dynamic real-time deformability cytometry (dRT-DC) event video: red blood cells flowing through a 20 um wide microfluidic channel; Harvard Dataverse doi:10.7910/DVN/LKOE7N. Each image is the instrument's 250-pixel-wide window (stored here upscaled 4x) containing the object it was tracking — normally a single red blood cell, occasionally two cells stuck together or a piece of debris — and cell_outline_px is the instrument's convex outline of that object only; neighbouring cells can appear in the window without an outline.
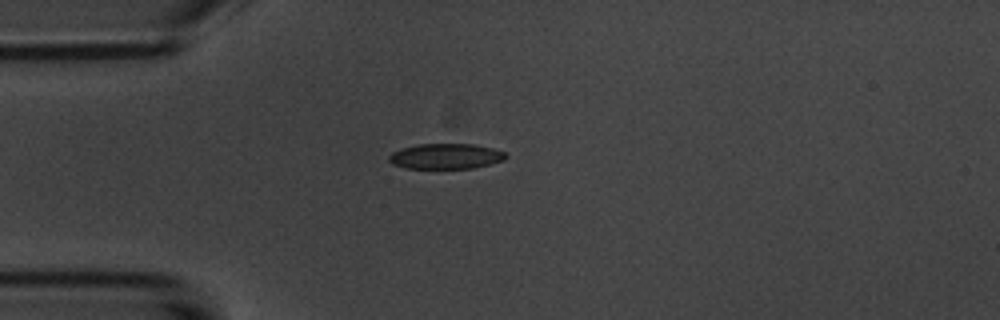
{"species": "common noctule bat (a hibernating species)", "species_latin": "Nyctalus noctula", "temperature_condition": "room temperature", "stored_images_in_passage": 41, "camera_frame_rate_fps": 3000, "um_per_image_px": 0.085, "animal": {"sex": "male", "body_mass_g": 20.1, "forearm_length_mm": 53.5}, "frame": {"image": 1, "passage_image": 1, "time_ms": 0.0, "image_size_px": [1000, 320], "cell_outline_px": [[508, 156], [504, 160], [472, 168], [404, 168], [392, 164], [388, 160], [388, 156], [392, 152], [400, 148], [420, 144], [472, 144], [492, 148], [504, 152]], "centroid_in_image_um": [37.85, 13.28], "position_along_channel_um": 47.2, "area_um2": 17.22}}
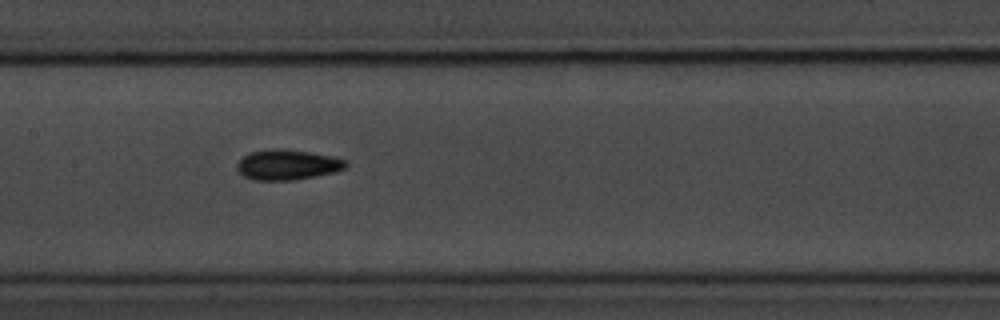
{"frame": {"image": 2, "passage_image": 13, "time_ms": 4.0, "image_size_px": [1000, 320], "cell_outline_px": [[348, 164], [344, 168], [336, 172], [316, 176], [292, 180], [252, 180], [244, 176], [236, 168], [236, 164], [248, 152], [276, 148], [284, 148], [332, 156], [344, 160]], "centroid_in_image_um": [24.41, 14.0], "position_along_channel_um": 183.0, "area_um2": 19.19}}
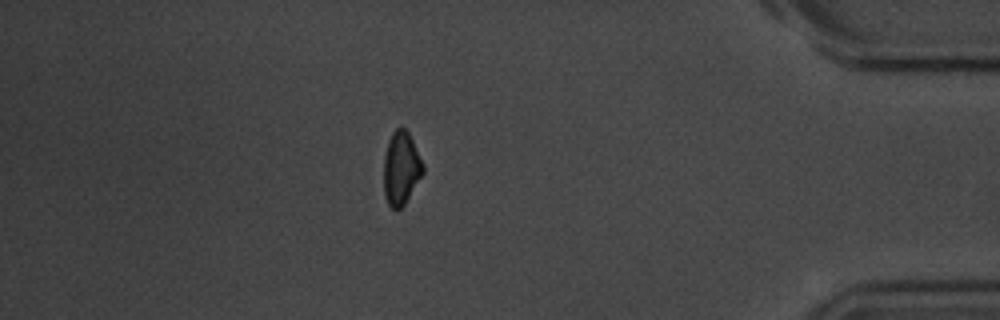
{"frame": {"image": 3, "passage_image": 34, "time_ms": 11.0, "image_size_px": [1000, 320], "cell_outline_px": [[424, 172], [404, 204], [400, 208], [392, 208], [388, 204], [384, 196], [384, 156], [388, 140], [392, 132], [400, 124], [408, 132], [424, 164]], "centroid_in_image_um": [34.09, 14.26], "position_along_channel_um": 401.1, "area_um2": 16.76}, "authors_computed_cell_mechanics": {"area_um2": 17.6868, "velocity_mm_per_s": 3.7128, "shape_relaxation_time_tau1_ms": 3.8902, "shape_relaxation_time_tau2_ms": 5.7768, "deformation_change_tau1": 0.1112, "deformation_change_tau2": 0.1123}}